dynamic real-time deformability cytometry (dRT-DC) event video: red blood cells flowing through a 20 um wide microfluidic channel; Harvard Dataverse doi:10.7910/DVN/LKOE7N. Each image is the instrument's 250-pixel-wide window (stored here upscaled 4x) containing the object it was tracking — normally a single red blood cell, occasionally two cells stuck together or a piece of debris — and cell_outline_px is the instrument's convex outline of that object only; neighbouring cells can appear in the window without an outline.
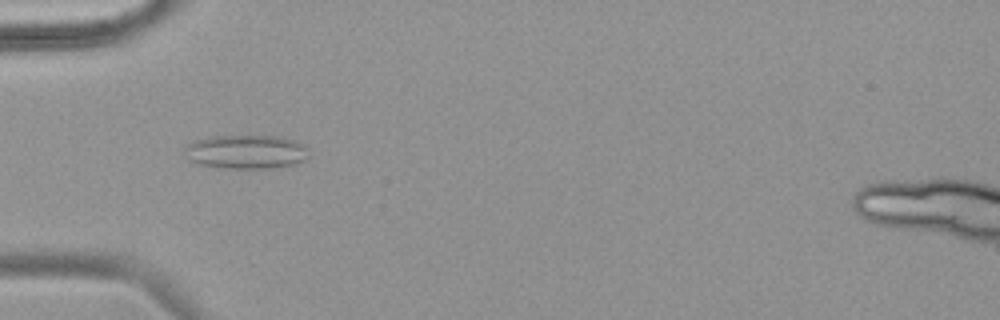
{"species": "common noctule bat (a hibernating species)", "species_latin": "Nyctalus noctula", "temperature_condition": "warm", "stored_images_in_passage": 54, "camera_frame_rate_fps": 3000, "um_per_image_px": 0.085, "animal": {"sex": "female", "body_mass_g": 18.4}, "frame": {"image": 1, "passage_image": 18, "time_ms": 5.667, "image_size_px": [1000, 320], "cell_outline_px": [[308, 156], [304, 160], [292, 164], [268, 168], [232, 168], [200, 164], [188, 160], [184, 152], [184, 148], [192, 140], [212, 136], [276, 136], [292, 140], [304, 144]], "centroid_in_image_um": [20.86, 12.89], "position_along_channel_um": 64.1, "area_um2": 24.28}}
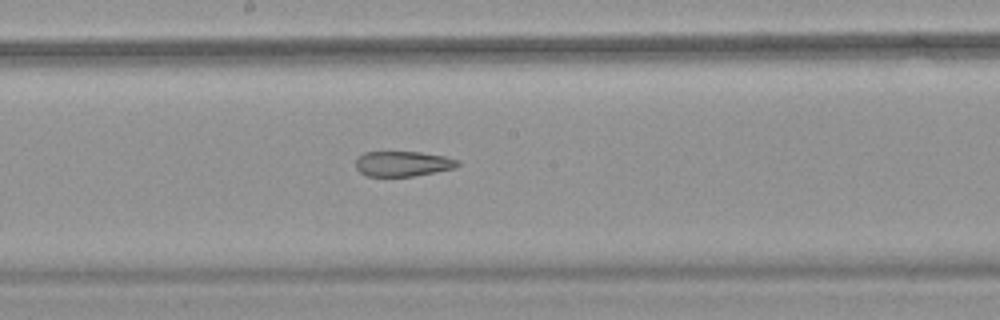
{"frame": {"image": 2, "passage_image": 30, "time_ms": 9.667, "image_size_px": [1000, 320], "cell_outline_px": [[460, 164], [456, 168], [412, 176], [364, 176], [356, 168], [356, 160], [364, 152], [420, 152], [444, 156], [460, 160]], "centroid_in_image_um": [34.25, 13.92], "position_along_channel_um": 213.9, "area_um2": 14.97}}
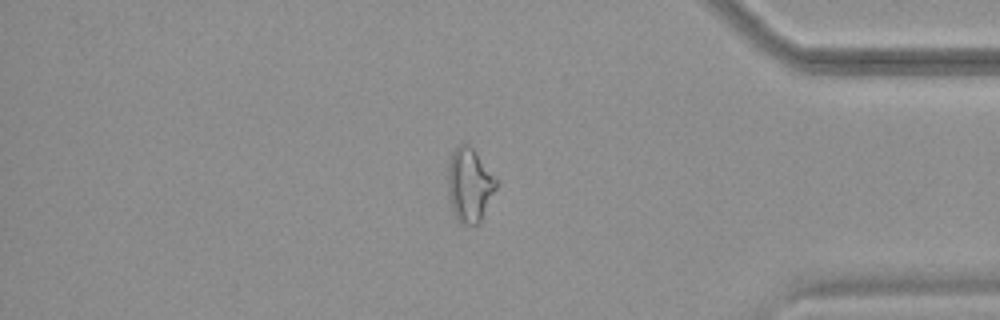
{"frame": {"image": 3, "passage_image": 46, "time_ms": 15.0, "image_size_px": [1000, 320], "cell_outline_px": [[496, 188], [480, 220], [476, 224], [460, 224], [452, 208], [448, 192], [448, 160], [452, 152], [460, 144], [468, 144], [472, 148], [496, 180]], "centroid_in_image_um": [39.87, 15.71], "position_along_channel_um": 395.3, "area_um2": 20.11}, "authors_computed_cell_mechanics": {"area_um2": 21.0681, "velocity_mm_per_s": 3.8169, "shape_relaxation_time_tau1_ms": null, "shape_relaxation_time_tau2_ms": 1.9573, "deformation_change_tau1": null, "deformation_change_tau2": 0.0993}}